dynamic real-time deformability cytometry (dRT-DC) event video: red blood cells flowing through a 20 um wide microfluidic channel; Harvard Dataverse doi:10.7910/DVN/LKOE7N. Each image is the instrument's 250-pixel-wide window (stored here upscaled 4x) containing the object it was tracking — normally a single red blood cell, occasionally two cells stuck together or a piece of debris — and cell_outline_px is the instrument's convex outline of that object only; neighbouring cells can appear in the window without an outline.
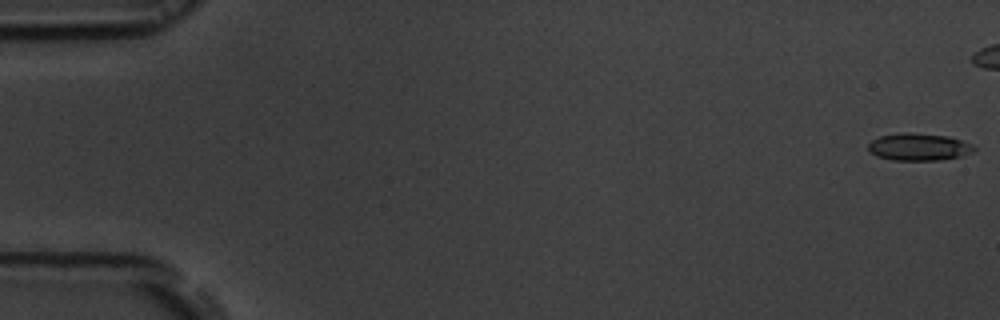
{"species": "common noctule bat (a hibernating species)", "species_latin": "Nyctalus noctula", "temperature_condition": "room temperature", "stored_images_in_passage": 45, "camera_frame_rate_fps": 3000, "um_per_image_px": 0.085, "animal": {"sex": "male", "body_mass_g": 19.5, "forearm_length_mm": 54.6}, "frame": {"image": 1, "passage_image": 1, "time_ms": 0.0, "image_size_px": [1000, 320], "cell_outline_px": [[976, 148], [972, 152], [964, 156], [940, 160], [892, 160], [876, 156], [868, 148], [868, 144], [872, 140], [880, 136], [904, 132], [908, 132], [948, 136], [972, 144]], "centroid_in_image_um": [78.11, 12.49], "position_along_channel_um": 6.9, "area_um2": 16.82}}
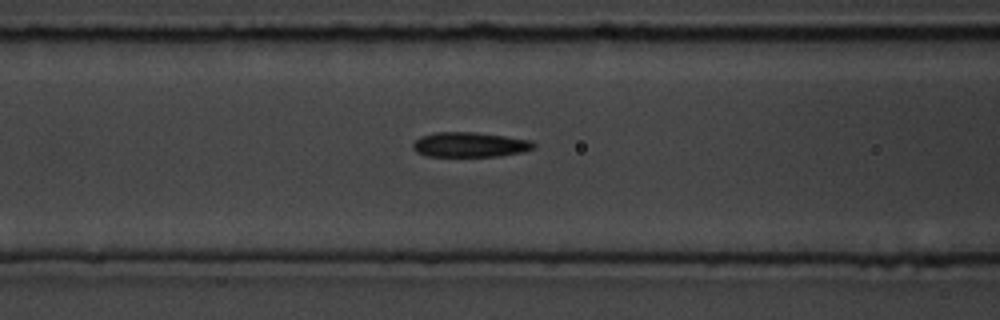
{"frame": {"image": 2, "passage_image": 23, "time_ms": 7.333, "image_size_px": [1000, 320], "cell_outline_px": [[536, 148], [520, 152], [500, 156], [424, 156], [416, 152], [412, 148], [412, 144], [420, 136], [436, 132], [472, 132], [504, 136], [532, 140], [536, 144]], "centroid_in_image_um": [39.92, 12.3], "position_along_channel_um": 126.7, "area_um2": 17.57}}
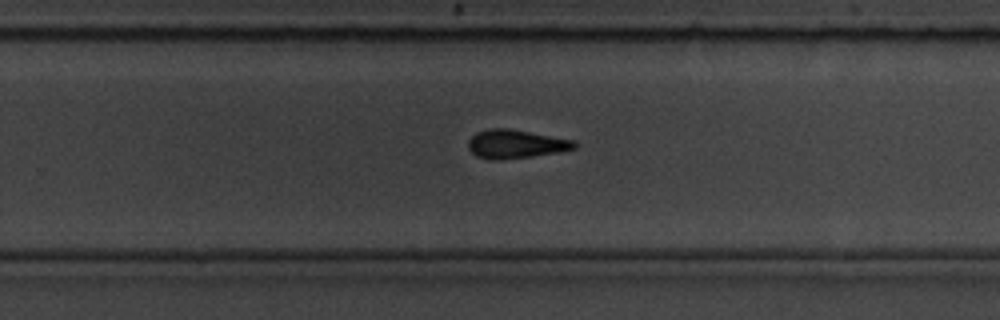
{"frame": {"image": 3, "passage_image": 36, "time_ms": 11.667, "image_size_px": [1000, 320], "cell_outline_px": [[576, 148], [556, 152], [532, 156], [500, 160], [488, 160], [476, 156], [468, 148], [468, 140], [476, 132], [488, 128], [508, 128], [576, 140]], "centroid_in_image_um": [43.8, 12.24], "position_along_channel_um": 286.0, "area_um2": 17.8}}